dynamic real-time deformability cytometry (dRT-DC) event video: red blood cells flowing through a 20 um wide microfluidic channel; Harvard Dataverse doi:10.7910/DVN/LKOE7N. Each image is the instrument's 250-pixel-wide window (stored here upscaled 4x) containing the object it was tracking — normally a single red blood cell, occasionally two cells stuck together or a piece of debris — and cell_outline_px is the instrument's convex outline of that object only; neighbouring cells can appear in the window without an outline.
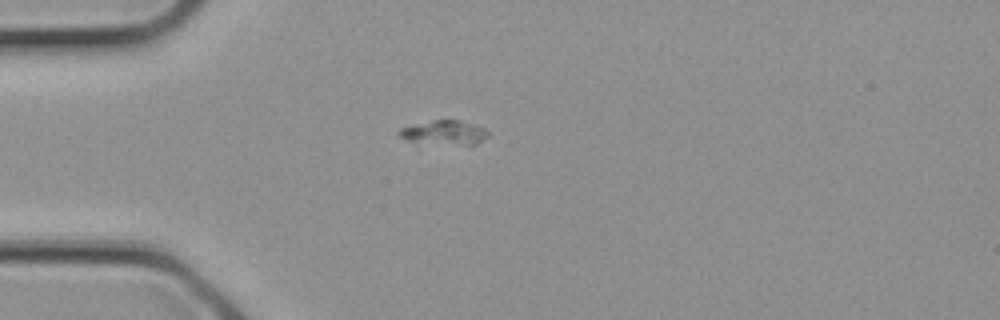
{"species": "common noctule bat (a hibernating species)", "species_latin": "Nyctalus noctula", "temperature_condition": "cold", "stored_images_in_passage": 21, "camera_frame_rate_fps": 3000, "um_per_image_px": 0.085, "animal": {"sex": "female", "body_mass_g": 21.9}, "frame": {"image": 1, "passage_image": 1, "time_ms": 0.0, "image_size_px": [1000, 320], "cell_outline_px": [[488, 136], [476, 144], [464, 144], [408, 140], [400, 136], [396, 132], [400, 128], [412, 124], [432, 120], [460, 120], [484, 128], [488, 132]], "centroid_in_image_um": [37.75, 11.23], "position_along_channel_um": 47.2, "area_um2": 12.08}}
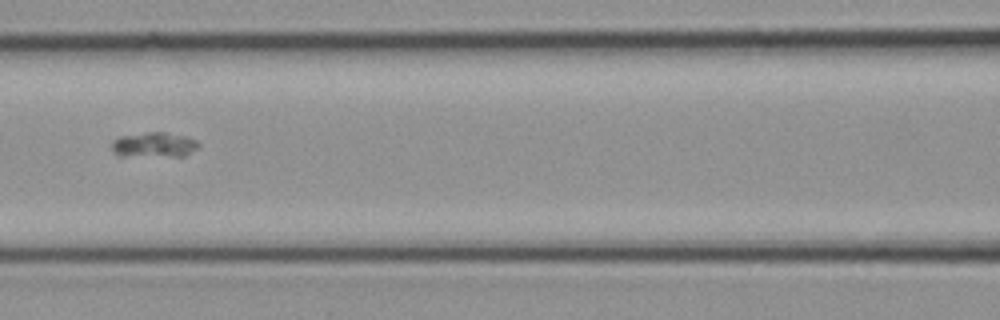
{"frame": {"image": 2, "passage_image": 6, "time_ms": 1.667, "image_size_px": [1000, 320], "cell_outline_px": [[200, 144], [196, 148], [184, 156], [116, 156], [112, 152], [112, 140], [120, 136], [148, 132], [164, 132], [184, 136], [196, 140]], "centroid_in_image_um": [13.03, 12.32], "position_along_channel_um": 153.6, "area_um2": 12.72}}
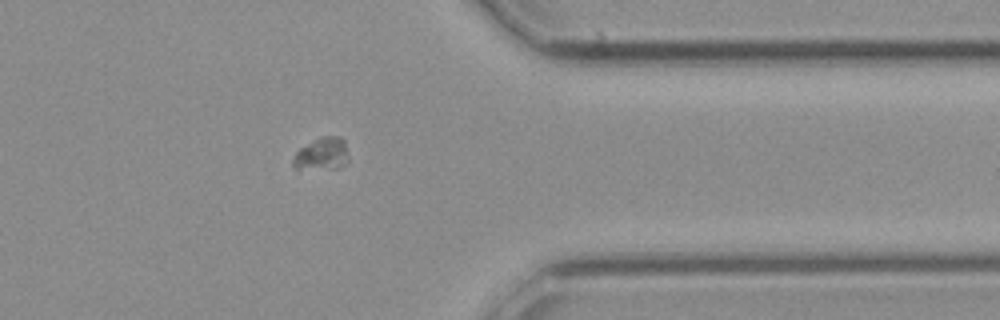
{"frame": {"image": 3, "passage_image": 16, "time_ms": 5.0, "image_size_px": [1000, 320], "cell_outline_px": [[348, 164], [340, 168], [292, 168], [292, 160], [296, 152], [300, 148], [324, 136], [340, 136], [344, 140], [348, 156]], "centroid_in_image_um": [27.39, 13.1], "position_along_channel_um": 384.0, "area_um2": 10.4}}